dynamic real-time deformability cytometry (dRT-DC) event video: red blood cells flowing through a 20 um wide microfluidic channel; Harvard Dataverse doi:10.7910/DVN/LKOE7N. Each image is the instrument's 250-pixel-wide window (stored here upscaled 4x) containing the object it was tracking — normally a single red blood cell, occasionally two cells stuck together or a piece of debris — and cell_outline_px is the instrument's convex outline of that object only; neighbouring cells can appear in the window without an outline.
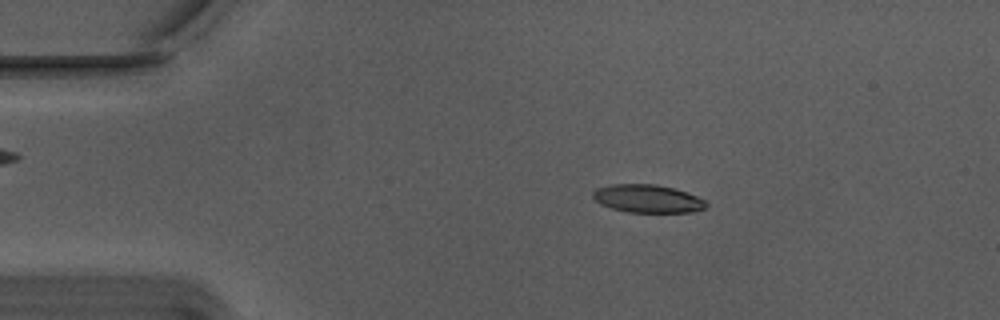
{"species": "Egyptian fruit bat (a non-hibernating species)", "species_latin": "Rousettus aegyptiacus", "temperature_condition": "warm", "stored_images_in_passage": 55, "camera_frame_rate_fps": 3000, "um_per_image_px": 0.085, "animal": {"sex": "male"}, "frame": {"image": 1, "passage_image": 10, "time_ms": 3.0, "image_size_px": [1000, 320], "cell_outline_px": [[708, 204], [704, 208], [688, 212], [628, 212], [612, 208], [600, 204], [592, 196], [592, 192], [596, 188], [612, 184], [656, 184], [672, 188], [696, 196], [704, 200]], "centroid_in_image_um": [54.99, 16.88], "position_along_channel_um": 30.0, "area_um2": 18.26}}
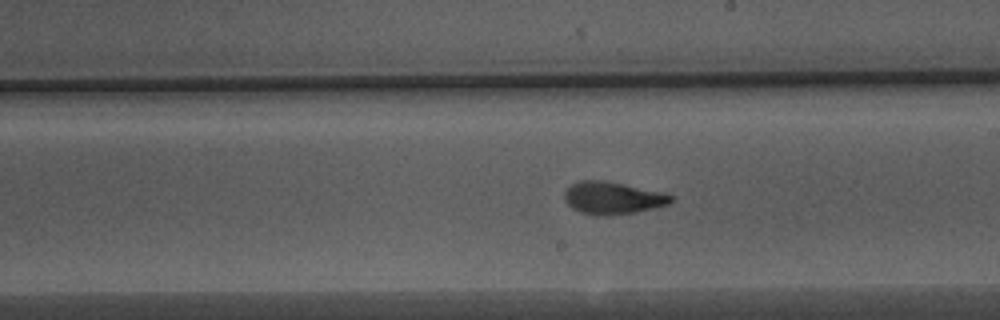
{"frame": {"image": 2, "passage_image": 31, "time_ms": 10.0, "image_size_px": [1000, 320], "cell_outline_px": [[672, 200], [668, 204], [636, 212], [608, 216], [600, 216], [580, 212], [572, 208], [564, 200], [564, 192], [572, 184], [580, 180], [604, 180], [664, 192], [672, 196]], "centroid_in_image_um": [52.05, 16.83], "position_along_channel_um": 236.9, "area_um2": 20.11}}
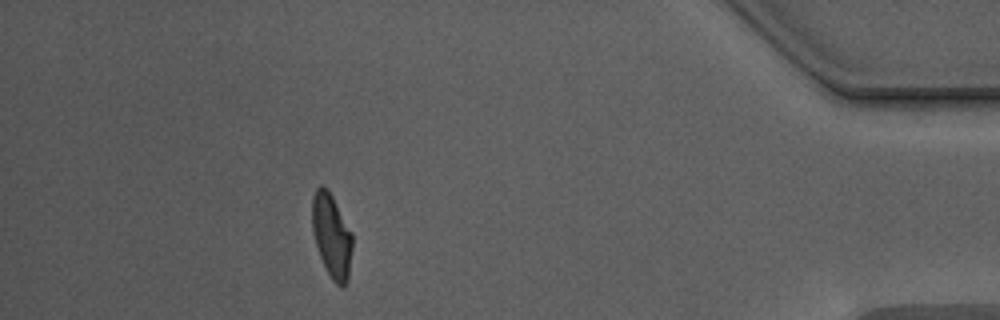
{"frame": {"image": 3, "passage_image": 49, "time_ms": 16.0, "image_size_px": [1000, 320], "cell_outline_px": [[352, 248], [348, 280], [344, 288], [340, 288], [332, 280], [320, 256], [316, 244], [312, 228], [312, 196], [316, 188], [320, 184], [324, 184], [328, 188], [352, 232]], "centroid_in_image_um": [28.19, 20.02], "position_along_channel_um": 407.0, "area_um2": 19.83}, "authors_computed_cell_mechanics": {"area_um2": 19.5942, "velocity_mm_per_s": 3.7453, "shape_relaxation_time_tau1_ms": 4.3699, "shape_relaxation_time_tau2_ms": 1.5469, "deformation_change_tau1": 0.1851, "deformation_change_tau2": 0.0925}}